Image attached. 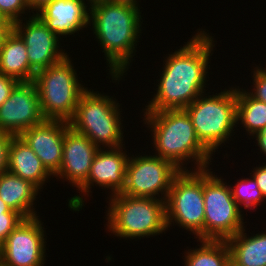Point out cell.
<instances>
[{"label":"cell","instance_id":"1","mask_svg":"<svg viewBox=\"0 0 266 266\" xmlns=\"http://www.w3.org/2000/svg\"><path fill=\"white\" fill-rule=\"evenodd\" d=\"M202 30L199 29L184 46L164 58L156 94L143 111L185 109L206 93L208 64L215 41L214 36Z\"/></svg>","mask_w":266,"mask_h":266},{"label":"cell","instance_id":"2","mask_svg":"<svg viewBox=\"0 0 266 266\" xmlns=\"http://www.w3.org/2000/svg\"><path fill=\"white\" fill-rule=\"evenodd\" d=\"M141 8L91 0L89 25L100 43L112 82H120L136 54L142 31ZM114 80V81H113Z\"/></svg>","mask_w":266,"mask_h":266},{"label":"cell","instance_id":"3","mask_svg":"<svg viewBox=\"0 0 266 266\" xmlns=\"http://www.w3.org/2000/svg\"><path fill=\"white\" fill-rule=\"evenodd\" d=\"M142 112L143 123L152 132L154 155L172 162L181 171L188 170L186 166L190 162L194 163L190 170L208 168L212 164L213 154L198 139L185 109Z\"/></svg>","mask_w":266,"mask_h":266},{"label":"cell","instance_id":"4","mask_svg":"<svg viewBox=\"0 0 266 266\" xmlns=\"http://www.w3.org/2000/svg\"><path fill=\"white\" fill-rule=\"evenodd\" d=\"M106 230L125 239L150 238L169 230L166 223L165 200L131 197L118 193L109 196ZM140 237V238H139Z\"/></svg>","mask_w":266,"mask_h":266},{"label":"cell","instance_id":"5","mask_svg":"<svg viewBox=\"0 0 266 266\" xmlns=\"http://www.w3.org/2000/svg\"><path fill=\"white\" fill-rule=\"evenodd\" d=\"M120 106L116 98L87 89L81 95L69 125L99 149L124 146Z\"/></svg>","mask_w":266,"mask_h":266},{"label":"cell","instance_id":"6","mask_svg":"<svg viewBox=\"0 0 266 266\" xmlns=\"http://www.w3.org/2000/svg\"><path fill=\"white\" fill-rule=\"evenodd\" d=\"M185 110L192 120L198 139L215 155L217 149L222 147L221 144L225 145L235 135L234 128L238 127L236 86L228 90L225 88L215 95L203 93Z\"/></svg>","mask_w":266,"mask_h":266},{"label":"cell","instance_id":"7","mask_svg":"<svg viewBox=\"0 0 266 266\" xmlns=\"http://www.w3.org/2000/svg\"><path fill=\"white\" fill-rule=\"evenodd\" d=\"M67 55L60 62L36 72L33 82L39 93L45 119L69 122L81 95L88 89L78 80L76 69Z\"/></svg>","mask_w":266,"mask_h":266},{"label":"cell","instance_id":"8","mask_svg":"<svg viewBox=\"0 0 266 266\" xmlns=\"http://www.w3.org/2000/svg\"><path fill=\"white\" fill-rule=\"evenodd\" d=\"M165 210L167 228L177 225L204 240L203 169L182 170L174 177Z\"/></svg>","mask_w":266,"mask_h":266},{"label":"cell","instance_id":"9","mask_svg":"<svg viewBox=\"0 0 266 266\" xmlns=\"http://www.w3.org/2000/svg\"><path fill=\"white\" fill-rule=\"evenodd\" d=\"M211 167L203 169L204 240H228L247 222L234 200L229 184L213 175Z\"/></svg>","mask_w":266,"mask_h":266},{"label":"cell","instance_id":"10","mask_svg":"<svg viewBox=\"0 0 266 266\" xmlns=\"http://www.w3.org/2000/svg\"><path fill=\"white\" fill-rule=\"evenodd\" d=\"M135 156L129 157L121 194L166 200L173 179L181 170L172 162L154 154L146 155L145 152L143 156Z\"/></svg>","mask_w":266,"mask_h":266},{"label":"cell","instance_id":"11","mask_svg":"<svg viewBox=\"0 0 266 266\" xmlns=\"http://www.w3.org/2000/svg\"><path fill=\"white\" fill-rule=\"evenodd\" d=\"M125 146L117 148L98 149L87 181L78 189L79 195H74L68 199V208L79 212L82 210L85 198L92 193V186H99L103 190H111L110 196L121 193L125 186V176L129 156L127 151L123 150ZM123 148V149H122ZM81 192V193H80ZM81 194V195H80ZM81 196V197H80ZM84 199V200H83Z\"/></svg>","mask_w":266,"mask_h":266},{"label":"cell","instance_id":"12","mask_svg":"<svg viewBox=\"0 0 266 266\" xmlns=\"http://www.w3.org/2000/svg\"><path fill=\"white\" fill-rule=\"evenodd\" d=\"M38 217L23 219L3 242L0 261L4 265L44 266L46 228Z\"/></svg>","mask_w":266,"mask_h":266},{"label":"cell","instance_id":"13","mask_svg":"<svg viewBox=\"0 0 266 266\" xmlns=\"http://www.w3.org/2000/svg\"><path fill=\"white\" fill-rule=\"evenodd\" d=\"M45 120L35 83L19 82L0 106V132L20 136Z\"/></svg>","mask_w":266,"mask_h":266},{"label":"cell","instance_id":"14","mask_svg":"<svg viewBox=\"0 0 266 266\" xmlns=\"http://www.w3.org/2000/svg\"><path fill=\"white\" fill-rule=\"evenodd\" d=\"M30 16L25 17L24 23L23 19L14 23V31L26 44L30 67L38 72L60 62L68 54L59 44L60 38L37 15Z\"/></svg>","mask_w":266,"mask_h":266},{"label":"cell","instance_id":"15","mask_svg":"<svg viewBox=\"0 0 266 266\" xmlns=\"http://www.w3.org/2000/svg\"><path fill=\"white\" fill-rule=\"evenodd\" d=\"M69 127V122L45 119L20 135L41 160L52 178L60 169L64 135Z\"/></svg>","mask_w":266,"mask_h":266},{"label":"cell","instance_id":"16","mask_svg":"<svg viewBox=\"0 0 266 266\" xmlns=\"http://www.w3.org/2000/svg\"><path fill=\"white\" fill-rule=\"evenodd\" d=\"M98 149L88 137L69 127L64 135L62 163L54 177L78 190L87 181Z\"/></svg>","mask_w":266,"mask_h":266},{"label":"cell","instance_id":"17","mask_svg":"<svg viewBox=\"0 0 266 266\" xmlns=\"http://www.w3.org/2000/svg\"><path fill=\"white\" fill-rule=\"evenodd\" d=\"M90 4L91 0H54L36 15L62 41L61 36L66 38L90 26Z\"/></svg>","mask_w":266,"mask_h":266},{"label":"cell","instance_id":"18","mask_svg":"<svg viewBox=\"0 0 266 266\" xmlns=\"http://www.w3.org/2000/svg\"><path fill=\"white\" fill-rule=\"evenodd\" d=\"M7 171L31 182L40 192L52 176L35 152L20 136H13L11 139Z\"/></svg>","mask_w":266,"mask_h":266},{"label":"cell","instance_id":"19","mask_svg":"<svg viewBox=\"0 0 266 266\" xmlns=\"http://www.w3.org/2000/svg\"><path fill=\"white\" fill-rule=\"evenodd\" d=\"M39 191L34 184L9 171L0 175V198L24 219L39 215L33 206Z\"/></svg>","mask_w":266,"mask_h":266},{"label":"cell","instance_id":"20","mask_svg":"<svg viewBox=\"0 0 266 266\" xmlns=\"http://www.w3.org/2000/svg\"><path fill=\"white\" fill-rule=\"evenodd\" d=\"M0 73L18 82H32L36 74L29 64L26 44L14 30L0 49Z\"/></svg>","mask_w":266,"mask_h":266},{"label":"cell","instance_id":"21","mask_svg":"<svg viewBox=\"0 0 266 266\" xmlns=\"http://www.w3.org/2000/svg\"><path fill=\"white\" fill-rule=\"evenodd\" d=\"M245 229L226 240L231 266H266V230L249 236Z\"/></svg>","mask_w":266,"mask_h":266},{"label":"cell","instance_id":"22","mask_svg":"<svg viewBox=\"0 0 266 266\" xmlns=\"http://www.w3.org/2000/svg\"><path fill=\"white\" fill-rule=\"evenodd\" d=\"M237 87L236 123L242 124L246 133L252 138L266 127V103L253 98L248 90Z\"/></svg>","mask_w":266,"mask_h":266},{"label":"cell","instance_id":"23","mask_svg":"<svg viewBox=\"0 0 266 266\" xmlns=\"http://www.w3.org/2000/svg\"><path fill=\"white\" fill-rule=\"evenodd\" d=\"M199 248L185 251L184 266H231L230 250L224 240H197Z\"/></svg>","mask_w":266,"mask_h":266},{"label":"cell","instance_id":"24","mask_svg":"<svg viewBox=\"0 0 266 266\" xmlns=\"http://www.w3.org/2000/svg\"><path fill=\"white\" fill-rule=\"evenodd\" d=\"M231 188L232 196L240 208L254 210L260 207L261 202H265L264 197L258 188L256 181L250 175L248 178H241ZM243 205V206H242Z\"/></svg>","mask_w":266,"mask_h":266},{"label":"cell","instance_id":"25","mask_svg":"<svg viewBox=\"0 0 266 266\" xmlns=\"http://www.w3.org/2000/svg\"><path fill=\"white\" fill-rule=\"evenodd\" d=\"M26 11L30 13L27 0H0V15L13 24L25 19L22 14L28 15Z\"/></svg>","mask_w":266,"mask_h":266},{"label":"cell","instance_id":"26","mask_svg":"<svg viewBox=\"0 0 266 266\" xmlns=\"http://www.w3.org/2000/svg\"><path fill=\"white\" fill-rule=\"evenodd\" d=\"M253 88L248 93L255 99L266 103V68L257 66L253 69Z\"/></svg>","mask_w":266,"mask_h":266},{"label":"cell","instance_id":"27","mask_svg":"<svg viewBox=\"0 0 266 266\" xmlns=\"http://www.w3.org/2000/svg\"><path fill=\"white\" fill-rule=\"evenodd\" d=\"M23 219L19 213H3L0 216V240L4 242Z\"/></svg>","mask_w":266,"mask_h":266},{"label":"cell","instance_id":"28","mask_svg":"<svg viewBox=\"0 0 266 266\" xmlns=\"http://www.w3.org/2000/svg\"><path fill=\"white\" fill-rule=\"evenodd\" d=\"M13 135L0 132V175L7 171L8 151Z\"/></svg>","mask_w":266,"mask_h":266},{"label":"cell","instance_id":"29","mask_svg":"<svg viewBox=\"0 0 266 266\" xmlns=\"http://www.w3.org/2000/svg\"><path fill=\"white\" fill-rule=\"evenodd\" d=\"M19 82L0 73V106L9 98L11 91Z\"/></svg>","mask_w":266,"mask_h":266},{"label":"cell","instance_id":"30","mask_svg":"<svg viewBox=\"0 0 266 266\" xmlns=\"http://www.w3.org/2000/svg\"><path fill=\"white\" fill-rule=\"evenodd\" d=\"M251 176L254 178L256 181V184L258 188L260 189L265 201H266V164L265 162L263 165H259L258 167L256 166L253 171Z\"/></svg>","mask_w":266,"mask_h":266},{"label":"cell","instance_id":"31","mask_svg":"<svg viewBox=\"0 0 266 266\" xmlns=\"http://www.w3.org/2000/svg\"><path fill=\"white\" fill-rule=\"evenodd\" d=\"M54 0H27V4L29 6V9L31 10V13L33 11V14L36 15L40 10H42L46 5H48L50 2Z\"/></svg>","mask_w":266,"mask_h":266},{"label":"cell","instance_id":"32","mask_svg":"<svg viewBox=\"0 0 266 266\" xmlns=\"http://www.w3.org/2000/svg\"><path fill=\"white\" fill-rule=\"evenodd\" d=\"M255 138L256 145L258 146V150H260L261 153L265 154L266 156V127L259 133H257L252 139Z\"/></svg>","mask_w":266,"mask_h":266},{"label":"cell","instance_id":"33","mask_svg":"<svg viewBox=\"0 0 266 266\" xmlns=\"http://www.w3.org/2000/svg\"><path fill=\"white\" fill-rule=\"evenodd\" d=\"M13 30L14 24H0V49Z\"/></svg>","mask_w":266,"mask_h":266},{"label":"cell","instance_id":"34","mask_svg":"<svg viewBox=\"0 0 266 266\" xmlns=\"http://www.w3.org/2000/svg\"><path fill=\"white\" fill-rule=\"evenodd\" d=\"M110 2H113V3H119V4H125V5H130V6H133V7H139V0H108Z\"/></svg>","mask_w":266,"mask_h":266},{"label":"cell","instance_id":"35","mask_svg":"<svg viewBox=\"0 0 266 266\" xmlns=\"http://www.w3.org/2000/svg\"><path fill=\"white\" fill-rule=\"evenodd\" d=\"M3 213H17L9 208V206L0 198V216H3Z\"/></svg>","mask_w":266,"mask_h":266},{"label":"cell","instance_id":"36","mask_svg":"<svg viewBox=\"0 0 266 266\" xmlns=\"http://www.w3.org/2000/svg\"><path fill=\"white\" fill-rule=\"evenodd\" d=\"M0 24H13L10 21L5 20L1 15H0Z\"/></svg>","mask_w":266,"mask_h":266},{"label":"cell","instance_id":"37","mask_svg":"<svg viewBox=\"0 0 266 266\" xmlns=\"http://www.w3.org/2000/svg\"><path fill=\"white\" fill-rule=\"evenodd\" d=\"M2 248H3V242L0 240V256H1V253H2Z\"/></svg>","mask_w":266,"mask_h":266},{"label":"cell","instance_id":"38","mask_svg":"<svg viewBox=\"0 0 266 266\" xmlns=\"http://www.w3.org/2000/svg\"><path fill=\"white\" fill-rule=\"evenodd\" d=\"M0 266H6V265H4V264L0 261Z\"/></svg>","mask_w":266,"mask_h":266}]
</instances>
